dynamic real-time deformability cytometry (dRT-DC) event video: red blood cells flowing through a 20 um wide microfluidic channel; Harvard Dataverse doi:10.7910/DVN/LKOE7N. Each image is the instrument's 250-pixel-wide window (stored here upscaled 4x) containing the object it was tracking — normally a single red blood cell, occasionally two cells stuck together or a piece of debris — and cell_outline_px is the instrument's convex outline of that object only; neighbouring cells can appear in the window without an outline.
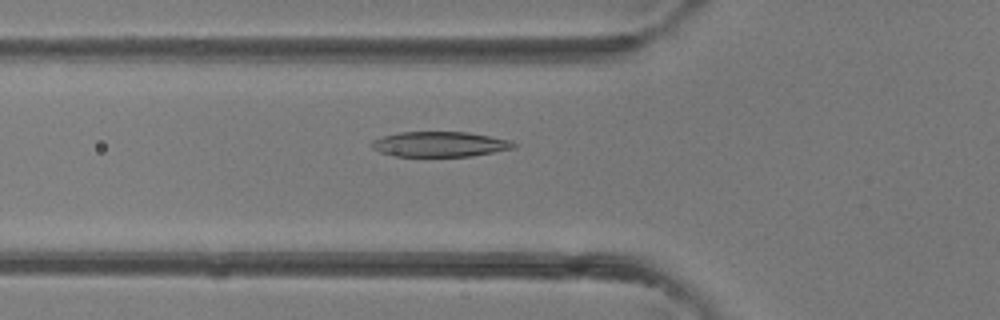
{"species": "common noctule bat (a hibernating species)", "species_latin": "Nyctalus noctula", "temperature_condition": "room temperature", "stored_images_in_passage": 37, "camera_frame_rate_fps": 3000, "um_per_image_px": 0.085, "animal": {"sex": "female"}, "frame": {"image": 1, "passage_image": 11, "time_ms": 3.333, "image_size_px": [1000, 320], "cell_outline_px": [[516, 148], [472, 156], [396, 156], [380, 152], [372, 148], [372, 140], [380, 136], [400, 132], [468, 132], [512, 140], [516, 144]], "centroid_in_image_um": [37.4, 12.25], "position_along_channel_um": 88.4, "area_um2": 20.92}}
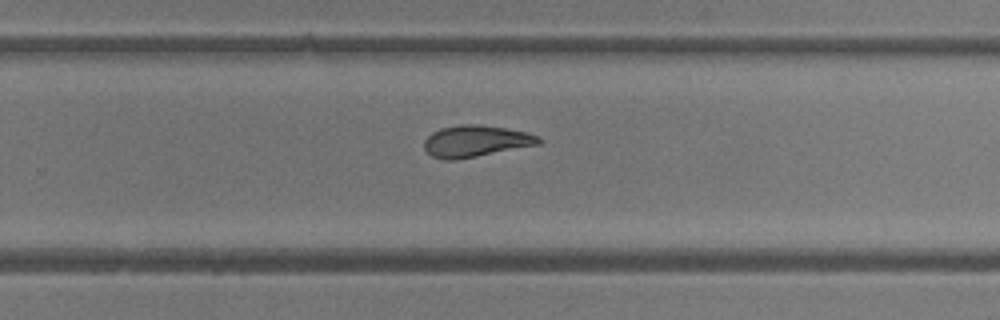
{"frame": {"image": 2, "passage_image": 23, "time_ms": 7.333, "image_size_px": [1000, 320], "cell_outline_px": [[544, 140], [540, 144], [456, 160], [444, 160], [432, 156], [424, 148], [424, 140], [432, 132], [440, 128], [460, 124], [476, 124], [504, 128], [528, 132]], "centroid_in_image_um": [40.42, 11.99], "position_along_channel_um": 289.4, "area_um2": 21.04}}
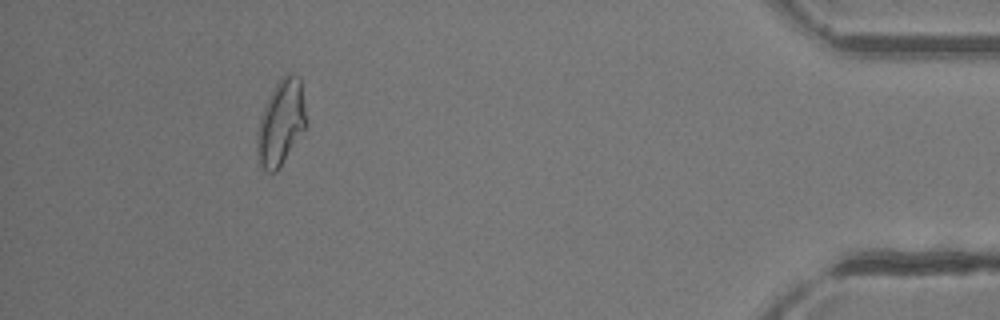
{"frame": {"image": 3, "passage_image": 34, "time_ms": 11.0, "image_size_px": [1000, 320], "cell_outline_px": [[308, 128], [276, 172], [268, 172], [260, 164], [256, 148], [256, 132], [260, 116], [264, 104], [280, 76], [284, 72], [292, 72], [300, 76], [308, 120]], "centroid_in_image_um": [23.92, 10.37], "position_along_channel_um": 411.3, "area_um2": 25.43}}